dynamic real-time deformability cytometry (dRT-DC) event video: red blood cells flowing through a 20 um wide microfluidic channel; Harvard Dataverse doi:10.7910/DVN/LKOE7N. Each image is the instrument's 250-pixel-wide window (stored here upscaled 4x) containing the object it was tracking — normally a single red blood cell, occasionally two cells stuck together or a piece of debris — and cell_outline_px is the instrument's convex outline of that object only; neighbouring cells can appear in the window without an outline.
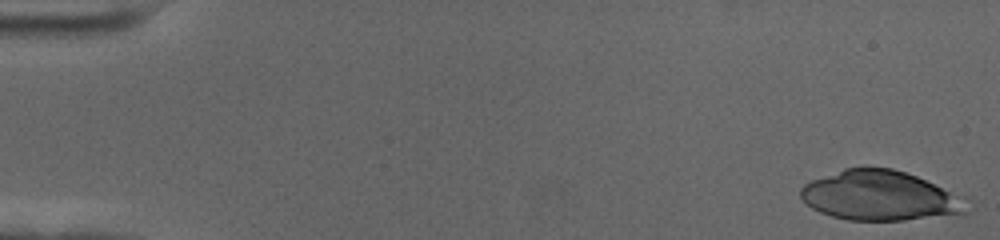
{"species": "human", "species_latin": "Homo sapiens", "temperature_condition": "cold", "stored_images_in_passage": 56, "camera_frame_rate_fps": 3000, "um_per_image_px": 0.085, "donor": {"sex": "female"}, "frame": {"image": 1, "passage_image": 1, "time_ms": 0.0, "image_size_px": [1000, 240], "cell_outline_px": [[972, 212], [964, 216], [904, 220], [848, 220], [832, 216], [820, 212], [812, 208], [800, 196], [800, 188], [804, 184], [812, 180], [844, 168], [892, 168], [916, 176], [968, 196]], "centroid_in_image_um": [74.98, 16.67], "position_along_channel_um": 10.0, "area_um2": 49.3}}
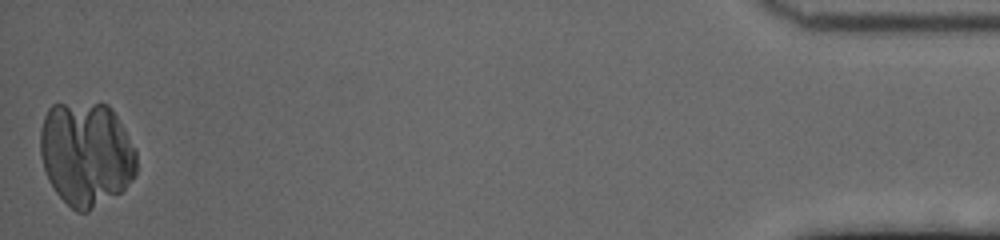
{"frame": {"image": 2, "passage_image": 56, "time_ms": 18.333, "image_size_px": [1000, 240], "cell_outline_px": [[136, 172], [124, 188], [120, 192], [88, 212], [76, 212], [56, 192], [48, 180], [44, 168], [40, 152], [40, 132], [44, 116], [48, 108], [52, 104], [108, 104], [112, 108], [136, 148]], "centroid_in_image_um": [7.32, 13.07], "position_along_channel_um": 427.9, "area_um2": 58.55}}